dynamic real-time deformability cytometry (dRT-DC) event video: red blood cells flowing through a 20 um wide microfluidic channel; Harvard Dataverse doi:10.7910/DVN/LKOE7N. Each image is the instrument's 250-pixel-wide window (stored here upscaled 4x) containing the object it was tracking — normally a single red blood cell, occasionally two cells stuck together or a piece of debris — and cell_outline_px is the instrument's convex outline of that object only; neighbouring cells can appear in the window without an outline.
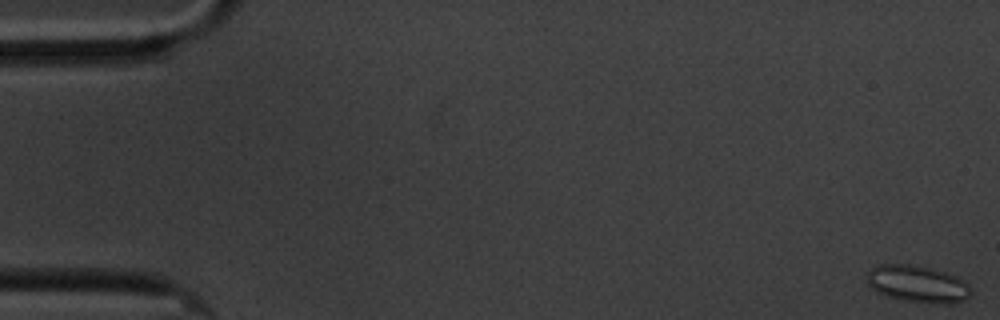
{"species": "common noctule bat (a hibernating species)", "species_latin": "Nyctalus noctula", "temperature_condition": "cold", "stored_images_in_passage": 5, "camera_frame_rate_fps": 3000, "um_per_image_px": 0.085, "animal": {"sex": "male", "body_mass_g": 20.1, "forearm_length_mm": 53.5}, "frame": {"image": 1, "passage_image": 1, "time_ms": 0.0, "image_size_px": [1000, 320], "cell_outline_px": [[968, 296], [964, 300], [948, 304], [940, 304], [908, 300], [888, 296], [876, 292], [868, 284], [868, 272], [872, 268], [880, 264], [908, 264], [928, 268], [944, 272], [956, 276], [968, 284]], "centroid_in_image_um": [77.97, 24.13], "position_along_channel_um": 7.0, "area_um2": 21.85}}
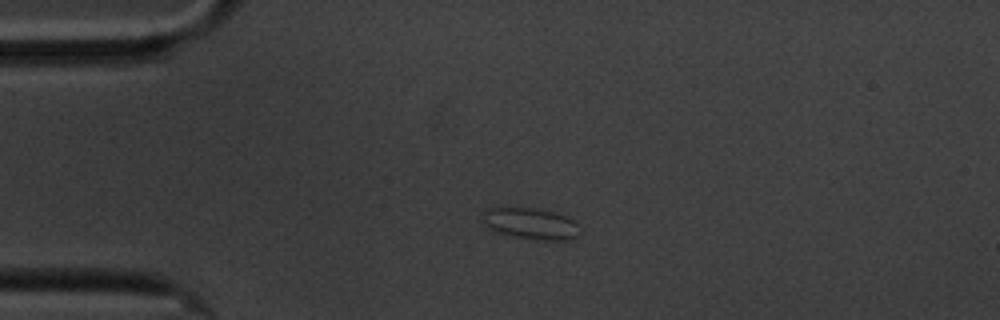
{"frame": {"image": 2, "passage_image": 4, "time_ms": 4.333, "image_size_px": [1000, 320], "cell_outline_px": [[580, 232], [576, 236], [568, 240], [544, 240], [516, 236], [496, 232], [484, 224], [480, 212], [488, 208], [532, 208], [552, 212], [564, 216], [572, 220], [576, 224]], "centroid_in_image_um": [45.06, 19.0], "position_along_channel_um": 39.9, "area_um2": 17.4}}